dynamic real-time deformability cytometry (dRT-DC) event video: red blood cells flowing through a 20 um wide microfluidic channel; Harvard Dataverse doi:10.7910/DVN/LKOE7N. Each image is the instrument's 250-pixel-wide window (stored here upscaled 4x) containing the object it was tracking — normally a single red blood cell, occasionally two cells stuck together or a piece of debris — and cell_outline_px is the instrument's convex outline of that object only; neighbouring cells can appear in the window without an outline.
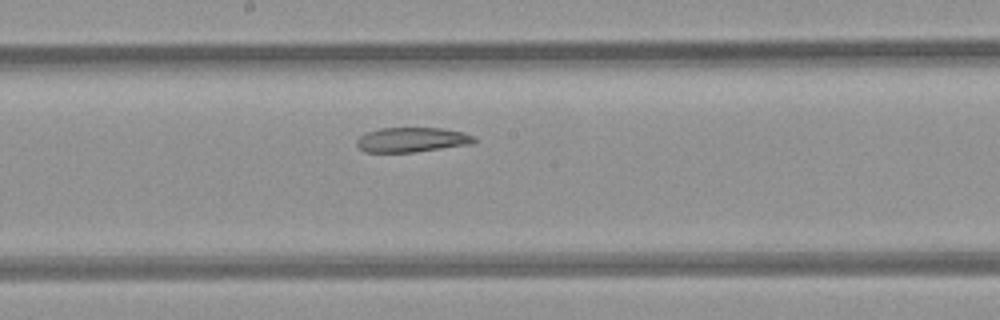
{"species": "common noctule bat (a hibernating species)", "species_latin": "Nyctalus noctula", "temperature_condition": "room temperature", "stored_images_in_passage": 10, "camera_frame_rate_fps": 3000, "um_per_image_px": 0.085, "animal": {"sex": "female", "body_mass_g": 21.9}, "frame": {"image": 1, "passage_image": 10, "time_ms": 11.0, "image_size_px": [1000, 320], "cell_outline_px": [[476, 140], [472, 144], [412, 152], [364, 152], [356, 144], [356, 140], [360, 136], [368, 132], [380, 128], [444, 128], [464, 132], [476, 136]], "centroid_in_image_um": [35.04, 11.87], "position_along_channel_um": 213.2, "area_um2": 16.94}}